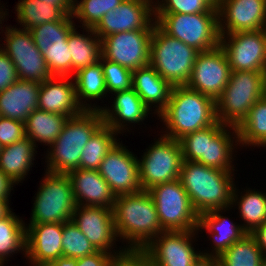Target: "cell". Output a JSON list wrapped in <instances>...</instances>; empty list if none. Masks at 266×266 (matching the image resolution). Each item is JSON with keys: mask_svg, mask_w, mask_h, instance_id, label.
Wrapping results in <instances>:
<instances>
[{"mask_svg": "<svg viewBox=\"0 0 266 266\" xmlns=\"http://www.w3.org/2000/svg\"><path fill=\"white\" fill-rule=\"evenodd\" d=\"M113 215L119 241L126 242L124 247L129 253L139 254L164 232L154 201L146 190L116 196Z\"/></svg>", "mask_w": 266, "mask_h": 266, "instance_id": "1", "label": "cell"}, {"mask_svg": "<svg viewBox=\"0 0 266 266\" xmlns=\"http://www.w3.org/2000/svg\"><path fill=\"white\" fill-rule=\"evenodd\" d=\"M158 117L165 126L161 134L179 140L217 121L215 100L187 86L173 87L168 104Z\"/></svg>", "mask_w": 266, "mask_h": 266, "instance_id": "2", "label": "cell"}, {"mask_svg": "<svg viewBox=\"0 0 266 266\" xmlns=\"http://www.w3.org/2000/svg\"><path fill=\"white\" fill-rule=\"evenodd\" d=\"M234 172L183 161L179 180L200 215L214 209L231 208Z\"/></svg>", "mask_w": 266, "mask_h": 266, "instance_id": "3", "label": "cell"}, {"mask_svg": "<svg viewBox=\"0 0 266 266\" xmlns=\"http://www.w3.org/2000/svg\"><path fill=\"white\" fill-rule=\"evenodd\" d=\"M103 123L101 110H84L68 118L61 134L46 152V171L67 174L78 169L83 148Z\"/></svg>", "mask_w": 266, "mask_h": 266, "instance_id": "4", "label": "cell"}, {"mask_svg": "<svg viewBox=\"0 0 266 266\" xmlns=\"http://www.w3.org/2000/svg\"><path fill=\"white\" fill-rule=\"evenodd\" d=\"M265 95L266 72L231 71L228 84L215 100L217 120L237 127Z\"/></svg>", "mask_w": 266, "mask_h": 266, "instance_id": "5", "label": "cell"}, {"mask_svg": "<svg viewBox=\"0 0 266 266\" xmlns=\"http://www.w3.org/2000/svg\"><path fill=\"white\" fill-rule=\"evenodd\" d=\"M198 52L154 25L149 64L172 87L186 86Z\"/></svg>", "mask_w": 266, "mask_h": 266, "instance_id": "6", "label": "cell"}, {"mask_svg": "<svg viewBox=\"0 0 266 266\" xmlns=\"http://www.w3.org/2000/svg\"><path fill=\"white\" fill-rule=\"evenodd\" d=\"M40 181L30 223H65L72 219L76 202L72 184L67 174L45 171Z\"/></svg>", "mask_w": 266, "mask_h": 266, "instance_id": "7", "label": "cell"}, {"mask_svg": "<svg viewBox=\"0 0 266 266\" xmlns=\"http://www.w3.org/2000/svg\"><path fill=\"white\" fill-rule=\"evenodd\" d=\"M156 24L169 36L199 52L220 45L218 13L154 14Z\"/></svg>", "mask_w": 266, "mask_h": 266, "instance_id": "8", "label": "cell"}, {"mask_svg": "<svg viewBox=\"0 0 266 266\" xmlns=\"http://www.w3.org/2000/svg\"><path fill=\"white\" fill-rule=\"evenodd\" d=\"M138 159L142 190L179 179L183 155L178 140L159 135Z\"/></svg>", "mask_w": 266, "mask_h": 266, "instance_id": "9", "label": "cell"}, {"mask_svg": "<svg viewBox=\"0 0 266 266\" xmlns=\"http://www.w3.org/2000/svg\"><path fill=\"white\" fill-rule=\"evenodd\" d=\"M148 193L154 201L164 231L197 230L199 214L179 179L154 186Z\"/></svg>", "mask_w": 266, "mask_h": 266, "instance_id": "10", "label": "cell"}, {"mask_svg": "<svg viewBox=\"0 0 266 266\" xmlns=\"http://www.w3.org/2000/svg\"><path fill=\"white\" fill-rule=\"evenodd\" d=\"M4 34L0 48L14 63L19 80L41 83L53 76L29 30L6 25Z\"/></svg>", "mask_w": 266, "mask_h": 266, "instance_id": "11", "label": "cell"}, {"mask_svg": "<svg viewBox=\"0 0 266 266\" xmlns=\"http://www.w3.org/2000/svg\"><path fill=\"white\" fill-rule=\"evenodd\" d=\"M71 220L97 251L108 252L117 260L130 254L122 245L119 249H114L118 248L116 241L119 242V238L116 233L113 209L103 206L77 205Z\"/></svg>", "mask_w": 266, "mask_h": 266, "instance_id": "12", "label": "cell"}, {"mask_svg": "<svg viewBox=\"0 0 266 266\" xmlns=\"http://www.w3.org/2000/svg\"><path fill=\"white\" fill-rule=\"evenodd\" d=\"M195 235L197 230L161 232L139 255L150 266H193L202 254L193 247Z\"/></svg>", "mask_w": 266, "mask_h": 266, "instance_id": "13", "label": "cell"}, {"mask_svg": "<svg viewBox=\"0 0 266 266\" xmlns=\"http://www.w3.org/2000/svg\"><path fill=\"white\" fill-rule=\"evenodd\" d=\"M231 71L266 72V31H242L220 35Z\"/></svg>", "mask_w": 266, "mask_h": 266, "instance_id": "14", "label": "cell"}, {"mask_svg": "<svg viewBox=\"0 0 266 266\" xmlns=\"http://www.w3.org/2000/svg\"><path fill=\"white\" fill-rule=\"evenodd\" d=\"M153 29L119 32L101 40L102 57L134 71L149 65Z\"/></svg>", "mask_w": 266, "mask_h": 266, "instance_id": "15", "label": "cell"}, {"mask_svg": "<svg viewBox=\"0 0 266 266\" xmlns=\"http://www.w3.org/2000/svg\"><path fill=\"white\" fill-rule=\"evenodd\" d=\"M230 73L228 58L219 45L198 52L186 86L216 100L228 84Z\"/></svg>", "mask_w": 266, "mask_h": 266, "instance_id": "16", "label": "cell"}, {"mask_svg": "<svg viewBox=\"0 0 266 266\" xmlns=\"http://www.w3.org/2000/svg\"><path fill=\"white\" fill-rule=\"evenodd\" d=\"M117 142L100 164L98 172L110 186L115 196L141 191L138 157Z\"/></svg>", "mask_w": 266, "mask_h": 266, "instance_id": "17", "label": "cell"}, {"mask_svg": "<svg viewBox=\"0 0 266 266\" xmlns=\"http://www.w3.org/2000/svg\"><path fill=\"white\" fill-rule=\"evenodd\" d=\"M154 17V6L151 3L144 0H124L105 14L93 31L102 40L114 33L154 29Z\"/></svg>", "mask_w": 266, "mask_h": 266, "instance_id": "18", "label": "cell"}, {"mask_svg": "<svg viewBox=\"0 0 266 266\" xmlns=\"http://www.w3.org/2000/svg\"><path fill=\"white\" fill-rule=\"evenodd\" d=\"M220 35L257 31L266 25V0H219Z\"/></svg>", "mask_w": 266, "mask_h": 266, "instance_id": "19", "label": "cell"}, {"mask_svg": "<svg viewBox=\"0 0 266 266\" xmlns=\"http://www.w3.org/2000/svg\"><path fill=\"white\" fill-rule=\"evenodd\" d=\"M63 223L26 224V259L43 266L62 256Z\"/></svg>", "mask_w": 266, "mask_h": 266, "instance_id": "20", "label": "cell"}, {"mask_svg": "<svg viewBox=\"0 0 266 266\" xmlns=\"http://www.w3.org/2000/svg\"><path fill=\"white\" fill-rule=\"evenodd\" d=\"M113 95L115 97H111L114 98L111 102L112 108L104 106L101 113L103 122L119 135L126 131L130 132V126H135V123L140 125L148 118V115L154 114L150 112L151 110L133 88L115 92Z\"/></svg>", "mask_w": 266, "mask_h": 266, "instance_id": "21", "label": "cell"}, {"mask_svg": "<svg viewBox=\"0 0 266 266\" xmlns=\"http://www.w3.org/2000/svg\"><path fill=\"white\" fill-rule=\"evenodd\" d=\"M38 99V109L68 118L84 111L77 101L75 83L71 76H52L41 82Z\"/></svg>", "mask_w": 266, "mask_h": 266, "instance_id": "22", "label": "cell"}, {"mask_svg": "<svg viewBox=\"0 0 266 266\" xmlns=\"http://www.w3.org/2000/svg\"><path fill=\"white\" fill-rule=\"evenodd\" d=\"M231 208L214 209L199 215L197 232L207 231L211 237V251H201L202 255L219 257L234 242L240 240L247 232L241 224H236L229 217L223 216ZM222 214V215H221ZM201 229V230H200ZM213 243V244H212ZM213 245V246H212Z\"/></svg>", "mask_w": 266, "mask_h": 266, "instance_id": "23", "label": "cell"}, {"mask_svg": "<svg viewBox=\"0 0 266 266\" xmlns=\"http://www.w3.org/2000/svg\"><path fill=\"white\" fill-rule=\"evenodd\" d=\"M76 205L113 209L116 200L110 186L95 169H74L67 173Z\"/></svg>", "mask_w": 266, "mask_h": 266, "instance_id": "24", "label": "cell"}, {"mask_svg": "<svg viewBox=\"0 0 266 266\" xmlns=\"http://www.w3.org/2000/svg\"><path fill=\"white\" fill-rule=\"evenodd\" d=\"M237 146H239L237 128L217 120L206 128L205 166L234 172L233 154Z\"/></svg>", "mask_w": 266, "mask_h": 266, "instance_id": "25", "label": "cell"}, {"mask_svg": "<svg viewBox=\"0 0 266 266\" xmlns=\"http://www.w3.org/2000/svg\"><path fill=\"white\" fill-rule=\"evenodd\" d=\"M41 83L17 80L0 92V115L25 122L30 113L38 109Z\"/></svg>", "mask_w": 266, "mask_h": 266, "instance_id": "26", "label": "cell"}, {"mask_svg": "<svg viewBox=\"0 0 266 266\" xmlns=\"http://www.w3.org/2000/svg\"><path fill=\"white\" fill-rule=\"evenodd\" d=\"M132 81V88L158 117L166 108L173 87L150 64L132 71Z\"/></svg>", "mask_w": 266, "mask_h": 266, "instance_id": "27", "label": "cell"}, {"mask_svg": "<svg viewBox=\"0 0 266 266\" xmlns=\"http://www.w3.org/2000/svg\"><path fill=\"white\" fill-rule=\"evenodd\" d=\"M35 144L28 138L1 147L0 169L17 185L28 175L37 154Z\"/></svg>", "mask_w": 266, "mask_h": 266, "instance_id": "28", "label": "cell"}, {"mask_svg": "<svg viewBox=\"0 0 266 266\" xmlns=\"http://www.w3.org/2000/svg\"><path fill=\"white\" fill-rule=\"evenodd\" d=\"M72 77H74L77 101L82 108L84 110H101L103 106L95 103L91 104L92 100L103 101L102 98L109 96L107 95L101 62L98 61L93 65L78 70Z\"/></svg>", "mask_w": 266, "mask_h": 266, "instance_id": "29", "label": "cell"}, {"mask_svg": "<svg viewBox=\"0 0 266 266\" xmlns=\"http://www.w3.org/2000/svg\"><path fill=\"white\" fill-rule=\"evenodd\" d=\"M255 190L246 187L242 193L234 185L232 192L231 209L238 206L241 226L247 233L266 222V193Z\"/></svg>", "mask_w": 266, "mask_h": 266, "instance_id": "30", "label": "cell"}, {"mask_svg": "<svg viewBox=\"0 0 266 266\" xmlns=\"http://www.w3.org/2000/svg\"><path fill=\"white\" fill-rule=\"evenodd\" d=\"M67 119L65 115L35 109L24 122L25 135L36 148L37 142L50 147L61 134Z\"/></svg>", "mask_w": 266, "mask_h": 266, "instance_id": "31", "label": "cell"}, {"mask_svg": "<svg viewBox=\"0 0 266 266\" xmlns=\"http://www.w3.org/2000/svg\"><path fill=\"white\" fill-rule=\"evenodd\" d=\"M83 31L87 34L84 32L80 34L76 26L68 36V47L72 59V76L78 70L97 63L102 56L101 40L93 29L83 28Z\"/></svg>", "mask_w": 266, "mask_h": 266, "instance_id": "32", "label": "cell"}, {"mask_svg": "<svg viewBox=\"0 0 266 266\" xmlns=\"http://www.w3.org/2000/svg\"><path fill=\"white\" fill-rule=\"evenodd\" d=\"M18 24L24 30H30L46 22L64 21L67 15L61 8L41 0H18L15 5Z\"/></svg>", "mask_w": 266, "mask_h": 266, "instance_id": "33", "label": "cell"}, {"mask_svg": "<svg viewBox=\"0 0 266 266\" xmlns=\"http://www.w3.org/2000/svg\"><path fill=\"white\" fill-rule=\"evenodd\" d=\"M236 128L239 146L266 148V95L251 107L248 115Z\"/></svg>", "mask_w": 266, "mask_h": 266, "instance_id": "34", "label": "cell"}, {"mask_svg": "<svg viewBox=\"0 0 266 266\" xmlns=\"http://www.w3.org/2000/svg\"><path fill=\"white\" fill-rule=\"evenodd\" d=\"M117 137L118 133L103 123L83 148L79 168L98 170L107 153L119 141Z\"/></svg>", "mask_w": 266, "mask_h": 266, "instance_id": "35", "label": "cell"}, {"mask_svg": "<svg viewBox=\"0 0 266 266\" xmlns=\"http://www.w3.org/2000/svg\"><path fill=\"white\" fill-rule=\"evenodd\" d=\"M18 252L26 257V224L12 212L0 220V261L6 264Z\"/></svg>", "mask_w": 266, "mask_h": 266, "instance_id": "36", "label": "cell"}, {"mask_svg": "<svg viewBox=\"0 0 266 266\" xmlns=\"http://www.w3.org/2000/svg\"><path fill=\"white\" fill-rule=\"evenodd\" d=\"M220 266H264L266 257L250 233L234 242L219 257Z\"/></svg>", "mask_w": 266, "mask_h": 266, "instance_id": "37", "label": "cell"}, {"mask_svg": "<svg viewBox=\"0 0 266 266\" xmlns=\"http://www.w3.org/2000/svg\"><path fill=\"white\" fill-rule=\"evenodd\" d=\"M72 19L73 15H69L64 21L46 22L29 30L41 53L47 51L48 46L68 45L69 33L76 26Z\"/></svg>", "mask_w": 266, "mask_h": 266, "instance_id": "38", "label": "cell"}, {"mask_svg": "<svg viewBox=\"0 0 266 266\" xmlns=\"http://www.w3.org/2000/svg\"><path fill=\"white\" fill-rule=\"evenodd\" d=\"M124 0H78L74 4L73 18L78 19L82 28L93 29L110 10H114Z\"/></svg>", "mask_w": 266, "mask_h": 266, "instance_id": "39", "label": "cell"}, {"mask_svg": "<svg viewBox=\"0 0 266 266\" xmlns=\"http://www.w3.org/2000/svg\"><path fill=\"white\" fill-rule=\"evenodd\" d=\"M62 256L79 259L97 250L84 233L71 221L63 223Z\"/></svg>", "mask_w": 266, "mask_h": 266, "instance_id": "40", "label": "cell"}, {"mask_svg": "<svg viewBox=\"0 0 266 266\" xmlns=\"http://www.w3.org/2000/svg\"><path fill=\"white\" fill-rule=\"evenodd\" d=\"M219 0H157L154 14L218 13Z\"/></svg>", "mask_w": 266, "mask_h": 266, "instance_id": "41", "label": "cell"}, {"mask_svg": "<svg viewBox=\"0 0 266 266\" xmlns=\"http://www.w3.org/2000/svg\"><path fill=\"white\" fill-rule=\"evenodd\" d=\"M103 67L105 85L107 94H113L118 91H124L132 88V71L104 59L102 56L99 60Z\"/></svg>", "mask_w": 266, "mask_h": 266, "instance_id": "42", "label": "cell"}, {"mask_svg": "<svg viewBox=\"0 0 266 266\" xmlns=\"http://www.w3.org/2000/svg\"><path fill=\"white\" fill-rule=\"evenodd\" d=\"M42 55L46 61L48 70L53 76L72 77V59L68 45L48 46Z\"/></svg>", "mask_w": 266, "mask_h": 266, "instance_id": "43", "label": "cell"}, {"mask_svg": "<svg viewBox=\"0 0 266 266\" xmlns=\"http://www.w3.org/2000/svg\"><path fill=\"white\" fill-rule=\"evenodd\" d=\"M178 141L183 161H194L205 165L206 128L189 133Z\"/></svg>", "mask_w": 266, "mask_h": 266, "instance_id": "44", "label": "cell"}, {"mask_svg": "<svg viewBox=\"0 0 266 266\" xmlns=\"http://www.w3.org/2000/svg\"><path fill=\"white\" fill-rule=\"evenodd\" d=\"M26 137L24 122L0 117V146L13 144Z\"/></svg>", "mask_w": 266, "mask_h": 266, "instance_id": "45", "label": "cell"}, {"mask_svg": "<svg viewBox=\"0 0 266 266\" xmlns=\"http://www.w3.org/2000/svg\"><path fill=\"white\" fill-rule=\"evenodd\" d=\"M17 80L18 75L14 63L0 48V92L6 90Z\"/></svg>", "mask_w": 266, "mask_h": 266, "instance_id": "46", "label": "cell"}, {"mask_svg": "<svg viewBox=\"0 0 266 266\" xmlns=\"http://www.w3.org/2000/svg\"><path fill=\"white\" fill-rule=\"evenodd\" d=\"M117 259L108 252L97 251L91 255L75 259V266H113Z\"/></svg>", "mask_w": 266, "mask_h": 266, "instance_id": "47", "label": "cell"}, {"mask_svg": "<svg viewBox=\"0 0 266 266\" xmlns=\"http://www.w3.org/2000/svg\"><path fill=\"white\" fill-rule=\"evenodd\" d=\"M113 266H150L139 254L130 253L123 259H118Z\"/></svg>", "mask_w": 266, "mask_h": 266, "instance_id": "48", "label": "cell"}, {"mask_svg": "<svg viewBox=\"0 0 266 266\" xmlns=\"http://www.w3.org/2000/svg\"><path fill=\"white\" fill-rule=\"evenodd\" d=\"M16 185L6 174L0 169V199H9L13 187Z\"/></svg>", "mask_w": 266, "mask_h": 266, "instance_id": "49", "label": "cell"}, {"mask_svg": "<svg viewBox=\"0 0 266 266\" xmlns=\"http://www.w3.org/2000/svg\"><path fill=\"white\" fill-rule=\"evenodd\" d=\"M250 234L256 240L257 245L266 257V222L256 227Z\"/></svg>", "mask_w": 266, "mask_h": 266, "instance_id": "50", "label": "cell"}, {"mask_svg": "<svg viewBox=\"0 0 266 266\" xmlns=\"http://www.w3.org/2000/svg\"><path fill=\"white\" fill-rule=\"evenodd\" d=\"M52 6L61 8L67 15H73L74 5L69 0H41Z\"/></svg>", "mask_w": 266, "mask_h": 266, "instance_id": "51", "label": "cell"}, {"mask_svg": "<svg viewBox=\"0 0 266 266\" xmlns=\"http://www.w3.org/2000/svg\"><path fill=\"white\" fill-rule=\"evenodd\" d=\"M193 266H220V260L218 257L201 254L194 262Z\"/></svg>", "mask_w": 266, "mask_h": 266, "instance_id": "52", "label": "cell"}, {"mask_svg": "<svg viewBox=\"0 0 266 266\" xmlns=\"http://www.w3.org/2000/svg\"><path fill=\"white\" fill-rule=\"evenodd\" d=\"M43 266H75V259L61 256L54 261L45 263Z\"/></svg>", "mask_w": 266, "mask_h": 266, "instance_id": "53", "label": "cell"}, {"mask_svg": "<svg viewBox=\"0 0 266 266\" xmlns=\"http://www.w3.org/2000/svg\"><path fill=\"white\" fill-rule=\"evenodd\" d=\"M9 199H0V220L8 217L12 213Z\"/></svg>", "mask_w": 266, "mask_h": 266, "instance_id": "54", "label": "cell"}, {"mask_svg": "<svg viewBox=\"0 0 266 266\" xmlns=\"http://www.w3.org/2000/svg\"><path fill=\"white\" fill-rule=\"evenodd\" d=\"M3 8L5 9V11H4ZM6 10H8V9L4 7V4H3L2 6H0V24H2V22L4 23V20L7 19L6 16L9 15V14H8V11H6ZM5 18H6V19H5ZM3 28H4V26L2 27V25H0V29H2L1 32H2V31L4 32Z\"/></svg>", "mask_w": 266, "mask_h": 266, "instance_id": "55", "label": "cell"}, {"mask_svg": "<svg viewBox=\"0 0 266 266\" xmlns=\"http://www.w3.org/2000/svg\"><path fill=\"white\" fill-rule=\"evenodd\" d=\"M144 1H147V2H149V3H151L153 6L156 4V2H157V0L156 1H154V0H144Z\"/></svg>", "mask_w": 266, "mask_h": 266, "instance_id": "56", "label": "cell"}, {"mask_svg": "<svg viewBox=\"0 0 266 266\" xmlns=\"http://www.w3.org/2000/svg\"><path fill=\"white\" fill-rule=\"evenodd\" d=\"M73 5L78 1V0H69Z\"/></svg>", "mask_w": 266, "mask_h": 266, "instance_id": "57", "label": "cell"}, {"mask_svg": "<svg viewBox=\"0 0 266 266\" xmlns=\"http://www.w3.org/2000/svg\"><path fill=\"white\" fill-rule=\"evenodd\" d=\"M0 266H5L3 262L0 261Z\"/></svg>", "mask_w": 266, "mask_h": 266, "instance_id": "58", "label": "cell"}]
</instances>
